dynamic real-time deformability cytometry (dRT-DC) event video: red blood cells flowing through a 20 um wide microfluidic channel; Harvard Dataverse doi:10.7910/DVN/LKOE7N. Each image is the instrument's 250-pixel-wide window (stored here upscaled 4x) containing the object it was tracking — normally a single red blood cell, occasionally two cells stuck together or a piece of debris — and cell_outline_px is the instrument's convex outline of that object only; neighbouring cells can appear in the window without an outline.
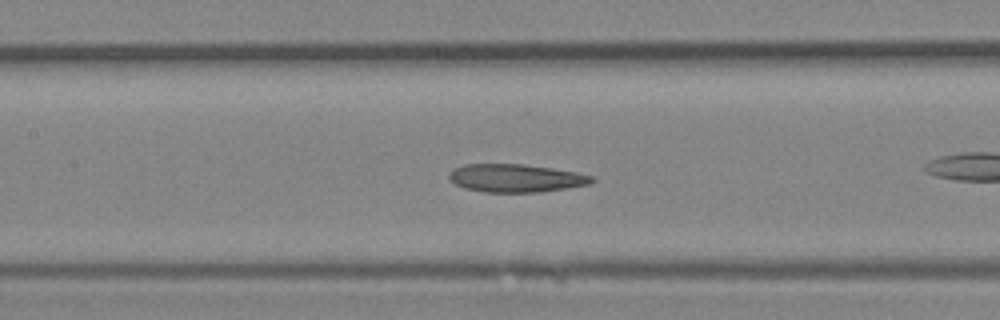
{"species": "Egyptian fruit bat (a non-hibernating species)", "species_latin": "Rousettus aegyptiacus", "temperature_condition": "room temperature", "stored_images_in_passage": 38, "camera_frame_rate_fps": 3000, "um_per_image_px": 0.085, "animal": {"sex": "female"}, "frame": {"image": 1, "passage_image": 17, "time_ms": 5.333, "image_size_px": [1000, 320], "cell_outline_px": [[596, 180], [588, 184], [568, 188], [540, 192], [484, 192], [464, 188], [448, 180], [448, 172], [464, 164], [524, 164], [552, 168], [576, 172], [596, 176]], "centroid_in_image_um": [43.85, 15.14], "position_along_channel_um": 163.5, "area_um2": 23.52}}
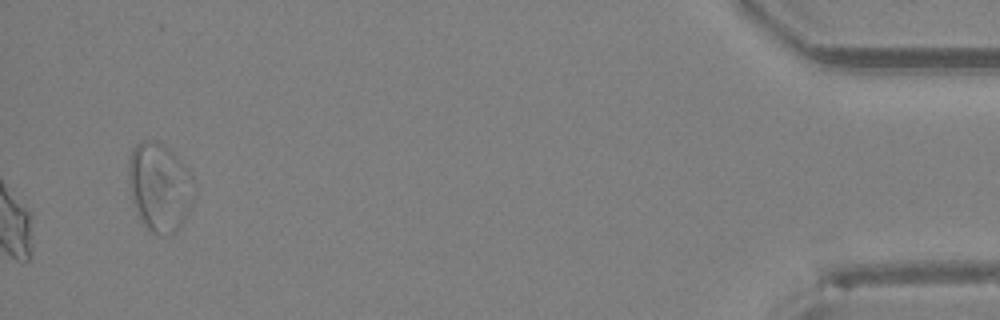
{"frame": {"image": 2, "passage_image": 38, "time_ms": 12.333, "image_size_px": [1000, 320], "cell_outline_px": [[196, 192], [184, 220], [176, 232], [164, 236], [160, 236], [152, 232], [144, 224], [132, 200], [128, 188], [128, 160], [132, 148], [140, 140], [152, 140], [168, 148], [184, 164], [192, 176], [196, 188]], "centroid_in_image_um": [13.56, 15.89], "position_along_channel_um": 421.6, "area_um2": 34.04}}